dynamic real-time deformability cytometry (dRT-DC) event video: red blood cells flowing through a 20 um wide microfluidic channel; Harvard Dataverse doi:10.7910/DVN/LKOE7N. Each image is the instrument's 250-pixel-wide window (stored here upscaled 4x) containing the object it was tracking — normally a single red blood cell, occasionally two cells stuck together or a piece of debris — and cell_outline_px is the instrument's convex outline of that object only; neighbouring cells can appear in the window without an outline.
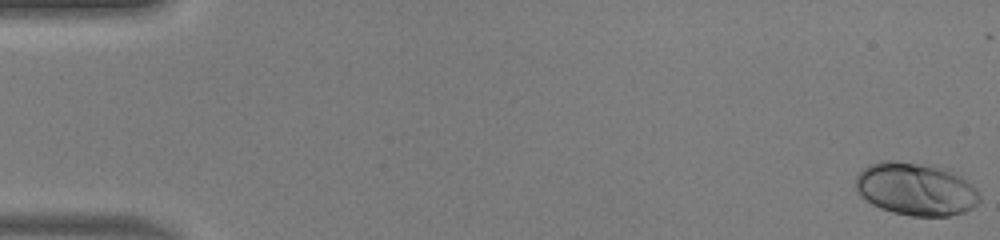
{"species": "human", "species_latin": "Homo sapiens", "temperature_condition": "warm", "stored_images_in_passage": 51, "camera_frame_rate_fps": 3000, "um_per_image_px": 0.085, "donor": {"sex": "male"}, "frame": {"image": 1, "passage_image": 1, "time_ms": 0.0, "image_size_px": [1000, 240], "cell_outline_px": [[980, 200], [972, 208], [964, 212], [948, 216], [912, 216], [892, 212], [880, 208], [872, 204], [860, 196], [856, 188], [856, 176], [868, 164], [880, 160], [892, 160], [948, 168], [972, 184], [980, 192]], "centroid_in_image_um": [77.85, 16.07], "position_along_channel_um": 7.2, "area_um2": 38.38}}
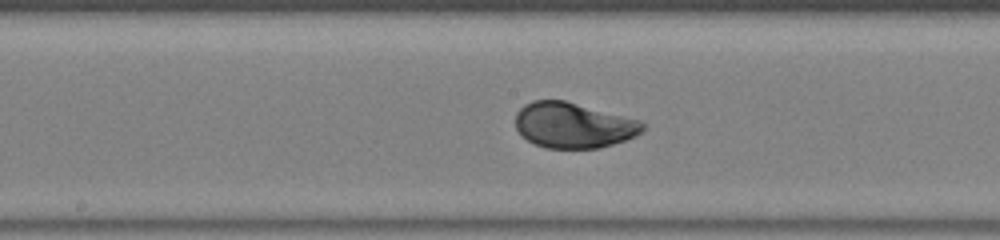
{"frame": {"image": 2, "passage_image": 27, "time_ms": 8.667, "image_size_px": [1000, 240], "cell_outline_px": [[644, 128], [636, 136], [600, 148], [544, 148], [528, 140], [516, 128], [516, 112], [524, 104], [532, 100], [564, 100], [640, 120], [644, 124]], "centroid_in_image_um": [48.72, 10.64], "position_along_channel_um": 199.5, "area_um2": 33.52}}
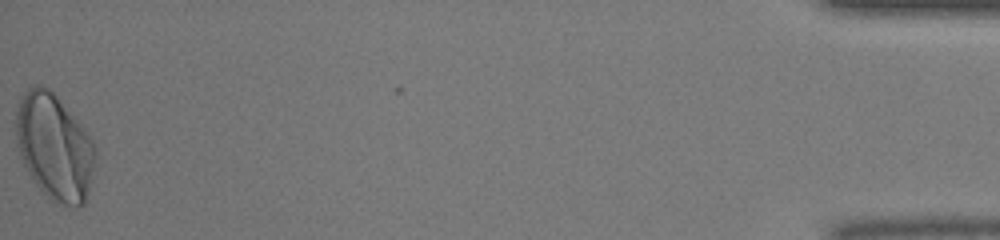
{"frame": {"image": 3, "passage_image": 51, "time_ms": 16.667, "image_size_px": [1000, 240], "cell_outline_px": [[96, 152], [88, 192], [84, 204], [76, 208], [56, 204], [36, 184], [24, 164], [20, 156], [16, 144], [16, 112], [20, 100], [24, 92], [28, 88], [36, 84], [40, 84], [48, 88], [56, 96], [80, 124], [92, 140], [96, 148]], "centroid_in_image_um": [4.61, 12.5], "position_along_channel_um": 430.6, "area_um2": 48.61}, "authors_computed_cell_mechanics": {"area_um2": 35.0846, "velocity_mm_per_s": 4.1059, "shape_relaxation_time_tau1_ms": 2.6183, "shape_relaxation_time_tau2_ms": null, "deformation_change_tau1": 0.1797, "deformation_change_tau2": null}}